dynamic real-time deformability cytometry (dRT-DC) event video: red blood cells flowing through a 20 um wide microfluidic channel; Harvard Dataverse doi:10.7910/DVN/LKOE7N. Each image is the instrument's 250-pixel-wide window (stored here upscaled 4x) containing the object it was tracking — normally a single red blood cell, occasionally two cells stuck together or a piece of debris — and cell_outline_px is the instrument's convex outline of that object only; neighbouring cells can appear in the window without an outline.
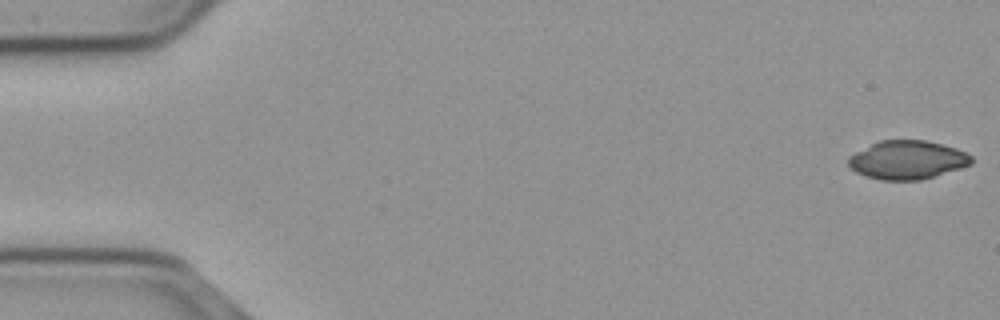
{"species": "common noctule bat (a hibernating species)", "species_latin": "Nyctalus noctula", "temperature_condition": "cold", "stored_images_in_passage": 16, "camera_frame_rate_fps": 3000, "um_per_image_px": 0.085, "animal": {"sex": "male", "body_mass_g": 23.1, "forearm_length_mm": 52.7}, "frame": {"image": 1, "passage_image": 1, "time_ms": 0.0, "image_size_px": [1000, 320], "cell_outline_px": [[972, 164], [960, 168], [920, 180], [880, 180], [864, 176], [856, 172], [848, 164], [848, 156], [880, 140], [928, 140], [944, 144], [956, 148], [972, 156]], "centroid_in_image_um": [77.12, 13.59], "position_along_channel_um": 7.9, "area_um2": 27.63}}